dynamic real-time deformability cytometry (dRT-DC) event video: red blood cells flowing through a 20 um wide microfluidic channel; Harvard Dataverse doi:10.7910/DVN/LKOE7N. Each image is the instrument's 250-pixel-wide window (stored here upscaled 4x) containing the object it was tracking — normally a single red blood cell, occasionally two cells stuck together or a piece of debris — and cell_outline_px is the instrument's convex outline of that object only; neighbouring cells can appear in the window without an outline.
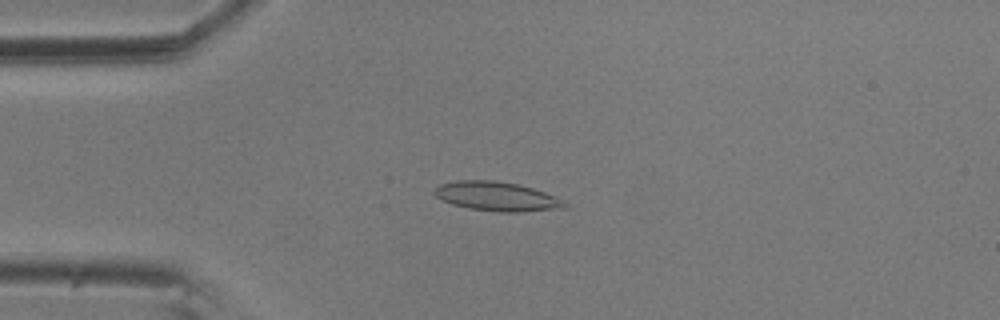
{"species": "common noctule bat (a hibernating species)", "species_latin": "Nyctalus noctula", "temperature_condition": "room temperature", "stored_images_in_passage": 13, "camera_frame_rate_fps": 3000, "um_per_image_px": 0.085, "animal": {"sex": "male", "body_mass_g": 20.5, "forearm_length_mm": 52.5}, "frame": {"image": 1, "passage_image": 4, "time_ms": 1.0, "image_size_px": [1000, 320], "cell_outline_px": [[568, 208], [520, 212], [496, 212], [468, 208], [452, 204], [436, 196], [432, 192], [440, 184], [456, 180], [492, 180], [516, 184], [532, 188], [544, 192], [564, 200], [568, 204]], "centroid_in_image_um": [42.25, 16.7], "position_along_channel_um": 42.7, "area_um2": 22.2}}
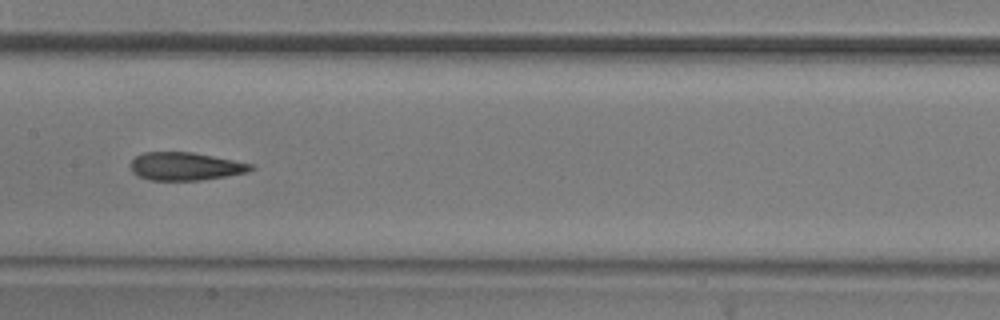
{"frame": {"image": 2, "passage_image": 8, "time_ms": 2.333, "image_size_px": [1000, 320], "cell_outline_px": [[256, 168], [248, 172], [228, 176], [200, 180], [148, 180], [132, 172], [128, 164], [136, 156], [144, 152], [192, 152], [252, 164]], "centroid_in_image_um": [15.74, 14.14], "position_along_channel_um": 191.7, "area_um2": 19.65}}
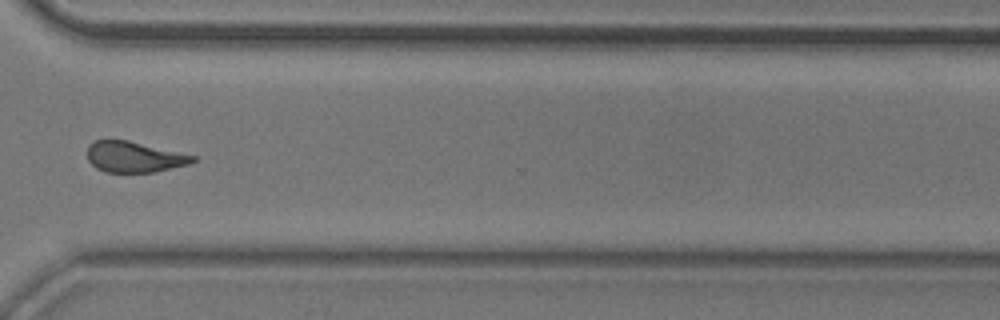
{"frame": {"image": 3, "passage_image": 12, "time_ms": 3.667, "image_size_px": [1000, 320], "cell_outline_px": [[196, 160], [188, 164], [156, 172], [104, 172], [96, 168], [88, 160], [88, 144], [92, 140], [128, 140], [196, 156]], "centroid_in_image_um": [11.38, 13.34], "position_along_channel_um": 359.2, "area_um2": 18.9}}